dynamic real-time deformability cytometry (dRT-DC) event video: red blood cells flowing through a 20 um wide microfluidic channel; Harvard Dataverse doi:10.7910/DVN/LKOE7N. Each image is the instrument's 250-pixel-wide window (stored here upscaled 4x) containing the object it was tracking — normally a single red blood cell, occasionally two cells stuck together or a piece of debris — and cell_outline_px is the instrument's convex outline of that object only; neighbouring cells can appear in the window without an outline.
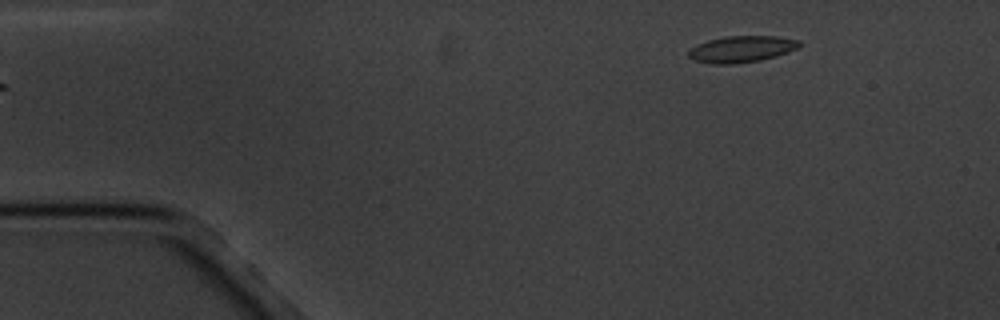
{"species": "common noctule bat (a hibernating species)", "species_latin": "Nyctalus noctula", "temperature_condition": "cold", "stored_images_in_passage": 6, "segment_of_instrument_passage": [2, 2], "camera_frame_rate_fps": 3000, "um_per_image_px": 0.085, "animal": {"sex": "male", "body_mass_g": 20.1, "forearm_length_mm": 53.5}, "frame": {"image": 1, "passage_image": 6, "time_ms": 5.667, "image_size_px": [1000, 320], "cell_outline_px": [[800, 44], [796, 48], [788, 52], [776, 56], [760, 60], [732, 64], [712, 64], [696, 60], [688, 56], [688, 48], [696, 44], [708, 40], [724, 36], [776, 36], [800, 40]], "centroid_in_image_um": [62.99, 4.16], "position_along_channel_um": 22.0, "area_um2": 17.11}}